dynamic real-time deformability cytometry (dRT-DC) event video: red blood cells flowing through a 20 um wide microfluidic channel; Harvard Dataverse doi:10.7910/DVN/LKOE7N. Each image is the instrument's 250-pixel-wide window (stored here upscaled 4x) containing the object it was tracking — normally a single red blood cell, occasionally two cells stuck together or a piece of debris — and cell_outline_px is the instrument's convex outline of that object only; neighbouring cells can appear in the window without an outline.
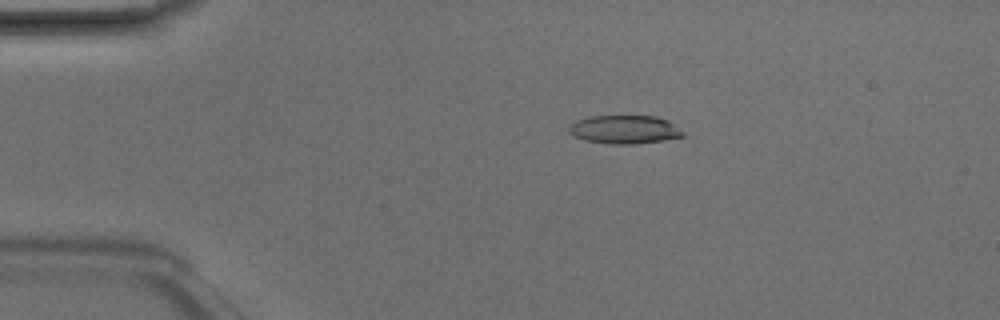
{"species": "Egyptian fruit bat (a non-hibernating species)", "species_latin": "Rousettus aegyptiacus", "temperature_condition": "room temperature", "stored_images_in_passage": 4, "camera_frame_rate_fps": 3000, "um_per_image_px": 0.085, "animal": {"sex": "male"}, "frame": {"image": 1, "passage_image": 3, "time_ms": 0.667, "image_size_px": [1000, 320], "cell_outline_px": [[688, 136], [664, 140], [632, 144], [608, 144], [584, 140], [568, 132], [568, 128], [576, 120], [588, 116], [656, 116], [668, 120], [684, 132]], "centroid_in_image_um": [53.11, 11.01], "position_along_channel_um": 31.9, "area_um2": 19.02}}